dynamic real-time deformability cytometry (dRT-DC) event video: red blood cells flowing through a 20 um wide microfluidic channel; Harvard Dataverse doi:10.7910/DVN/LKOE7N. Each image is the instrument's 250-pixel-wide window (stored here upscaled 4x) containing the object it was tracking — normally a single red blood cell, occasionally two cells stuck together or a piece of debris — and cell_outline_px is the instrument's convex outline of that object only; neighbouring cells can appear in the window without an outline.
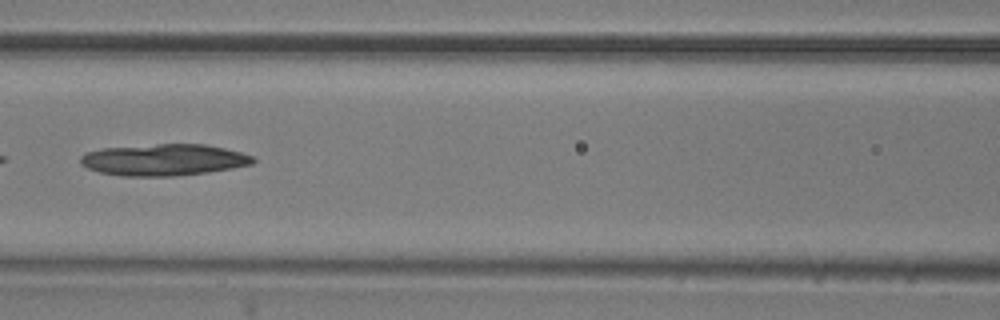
{"species": "common noctule bat (a hibernating species)", "species_latin": "Nyctalus noctula", "temperature_condition": "room temperature", "stored_images_in_passage": 6, "camera_frame_rate_fps": 3000, "um_per_image_px": 0.085, "animal": {"sex": "male", "body_mass_g": 20.5, "forearm_length_mm": 52.5}, "frame": {"image": 1, "passage_image": 5, "time_ms": 1.333, "image_size_px": [1000, 320], "cell_outline_px": [[256, 160], [252, 164], [232, 168], [208, 172], [172, 176], [124, 176], [100, 172], [88, 168], [80, 164], [80, 156], [84, 152], [104, 148], [156, 144], [204, 144], [224, 148], [240, 152], [252, 156]], "centroid_in_image_um": [13.9, 13.58], "position_along_channel_um": 152.7, "area_um2": 31.67}}
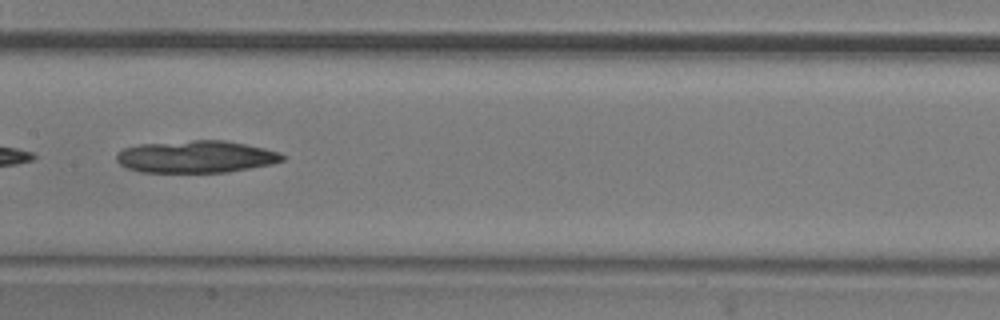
{"frame": {"image": 2, "passage_image": 6, "time_ms": 1.667, "image_size_px": [1000, 320], "cell_outline_px": [[284, 160], [268, 164], [228, 172], [140, 172], [128, 168], [120, 164], [116, 160], [116, 156], [124, 148], [140, 144], [192, 140], [224, 140], [264, 148], [280, 152], [284, 156]], "centroid_in_image_um": [16.64, 13.32], "position_along_channel_um": 190.8, "area_um2": 30.87}}